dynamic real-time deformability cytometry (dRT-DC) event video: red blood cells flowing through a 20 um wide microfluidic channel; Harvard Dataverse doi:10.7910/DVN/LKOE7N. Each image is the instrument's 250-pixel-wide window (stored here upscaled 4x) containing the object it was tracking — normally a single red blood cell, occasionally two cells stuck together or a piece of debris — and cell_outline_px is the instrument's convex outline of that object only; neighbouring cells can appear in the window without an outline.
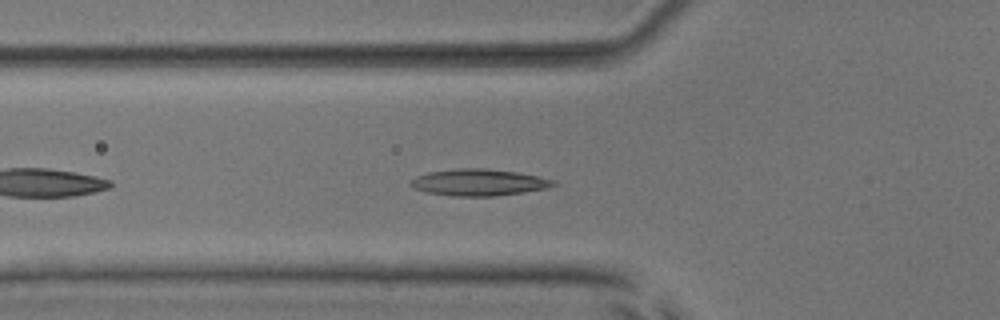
{"species": "common noctule bat (a hibernating species)", "species_latin": "Nyctalus noctula", "temperature_condition": "room temperature", "stored_images_in_passage": 40, "camera_frame_rate_fps": 3000, "um_per_image_px": 0.085, "animal": {"sex": "male", "body_mass_g": 17.9, "forearm_length_mm": 54.2}, "frame": {"image": 1, "passage_image": 6, "time_ms": 1.667, "image_size_px": [1000, 320], "cell_outline_px": [[556, 184], [548, 188], [524, 192], [496, 196], [452, 196], [428, 192], [412, 188], [408, 184], [408, 180], [416, 176], [428, 172], [460, 168], [484, 168], [516, 172], [556, 180]], "centroid_in_image_um": [40.66, 15.5], "position_along_channel_um": 85.1, "area_um2": 22.25}}
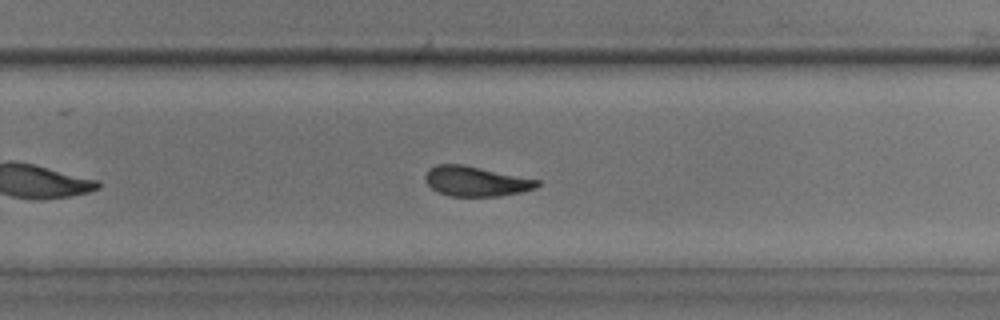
{"frame": {"image": 2, "passage_image": 22, "time_ms": 7.0, "image_size_px": [1000, 320], "cell_outline_px": [[540, 184], [536, 188], [520, 192], [496, 196], [448, 196], [432, 188], [424, 180], [424, 176], [428, 168], [436, 164], [460, 164], [540, 180]], "centroid_in_image_um": [40.41, 15.4], "position_along_channel_um": 289.4, "area_um2": 19.36}}
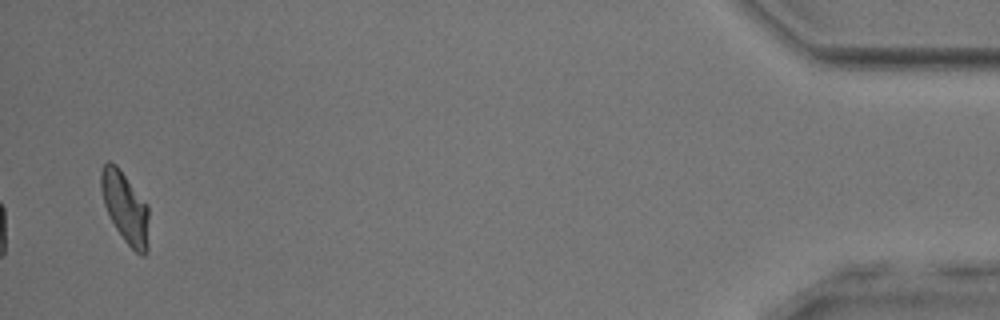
{"frame": {"image": 3, "passage_image": 39, "time_ms": 12.667, "image_size_px": [1000, 320], "cell_outline_px": [[148, 252], [144, 256], [140, 256], [124, 240], [116, 228], [104, 204], [100, 188], [100, 172], [104, 164], [108, 160], [116, 164], [148, 204]], "centroid_in_image_um": [10.65, 17.63], "position_along_channel_um": 424.5, "area_um2": 19.88}, "authors_computed_cell_mechanics": {"area_um2": 19.8832, "velocity_mm_per_s": 3.8415, "shape_relaxation_time_tau1_ms": 5.885, "shape_relaxation_time_tau2_ms": 2.5085, "deformation_change_tau1": 0.1477, "deformation_change_tau2": 0.0945}}